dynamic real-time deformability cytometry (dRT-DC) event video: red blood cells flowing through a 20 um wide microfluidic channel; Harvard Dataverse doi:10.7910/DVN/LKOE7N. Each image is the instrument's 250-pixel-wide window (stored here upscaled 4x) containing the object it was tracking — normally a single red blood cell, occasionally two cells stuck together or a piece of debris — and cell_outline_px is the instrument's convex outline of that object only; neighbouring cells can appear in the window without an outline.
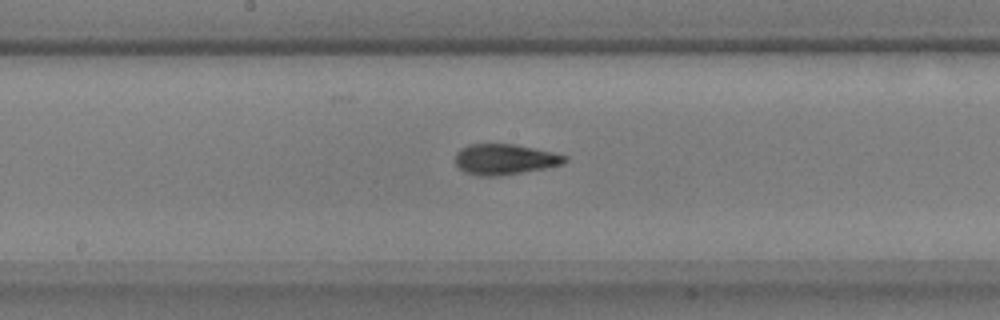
{"species": "common noctule bat (a hibernating species)", "species_latin": "Nyctalus noctula", "temperature_condition": "warm", "stored_images_in_passage": 57, "camera_frame_rate_fps": 3000, "um_per_image_px": 0.085, "animal": {"sex": "male", "body_mass_g": 17.9, "forearm_length_mm": 54.2}, "frame": {"image": 1, "passage_image": 30, "time_ms": 9.667, "image_size_px": [1000, 320], "cell_outline_px": [[568, 160], [564, 164], [548, 168], [500, 176], [476, 176], [464, 172], [456, 164], [456, 152], [460, 148], [468, 144], [516, 144], [552, 152], [568, 156]], "centroid_in_image_um": [42.92, 13.55], "position_along_channel_um": 205.3, "area_um2": 19.83}}
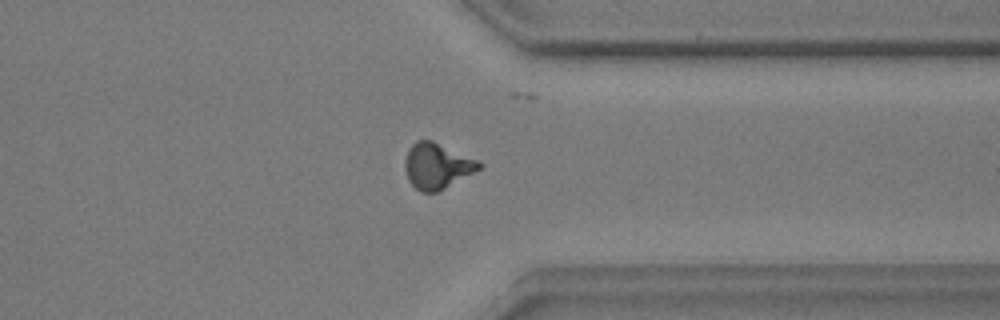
{"frame": {"image": 2, "passage_image": 44, "time_ms": 14.333, "image_size_px": [1000, 320], "cell_outline_px": [[484, 164], [480, 168], [444, 188], [436, 192], [420, 192], [408, 180], [404, 168], [404, 160], [408, 148], [416, 140], [432, 140], [480, 160]], "centroid_in_image_um": [37.12, 14.08], "position_along_channel_um": 374.3, "area_um2": 19.77}}
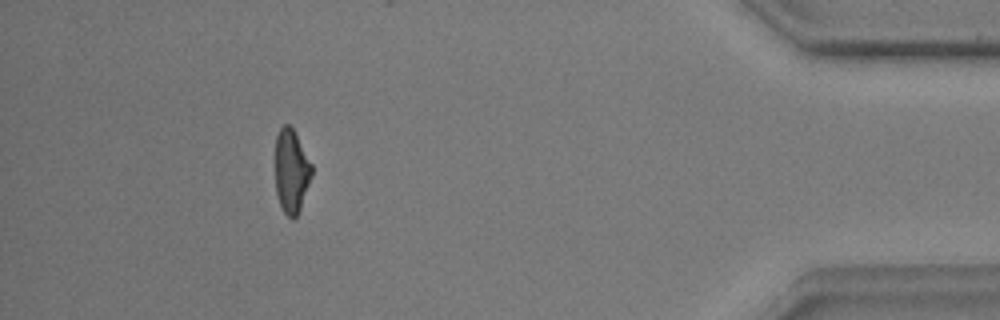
{"frame": {"image": 3, "passage_image": 51, "time_ms": 16.667, "image_size_px": [1000, 320], "cell_outline_px": [[312, 176], [300, 208], [296, 216], [292, 220], [284, 212], [280, 204], [276, 192], [276, 136], [280, 128], [284, 124], [288, 124], [292, 128], [312, 164]], "centroid_in_image_um": [24.77, 14.55], "position_along_channel_um": 410.4, "area_um2": 17.51}}